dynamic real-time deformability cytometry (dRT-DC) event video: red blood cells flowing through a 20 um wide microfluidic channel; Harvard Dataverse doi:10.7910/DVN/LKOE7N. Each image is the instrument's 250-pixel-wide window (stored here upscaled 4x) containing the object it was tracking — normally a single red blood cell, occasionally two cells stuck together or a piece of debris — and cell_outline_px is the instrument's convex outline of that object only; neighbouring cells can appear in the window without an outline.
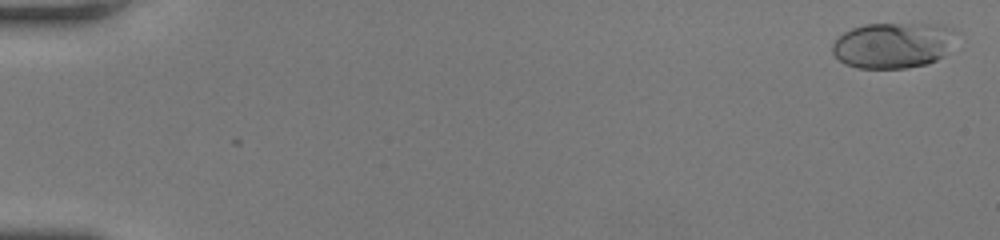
{"species": "human", "species_latin": "Homo sapiens", "temperature_condition": "room temperature", "stored_images_in_passage": 36, "camera_frame_rate_fps": 3000, "um_per_image_px": 0.085, "donor": {"sex": "female"}, "frame": {"image": 1, "passage_image": 2, "time_ms": 0.333, "image_size_px": [1000, 240], "cell_outline_px": [[952, 32], [944, 56], [928, 64], [908, 68], [856, 68], [844, 64], [832, 52], [832, 44], [844, 32], [852, 28], [864, 24], [944, 24], [952, 28]], "centroid_in_image_um": [75.84, 3.85], "position_along_channel_um": 9.2, "area_um2": 32.66}}
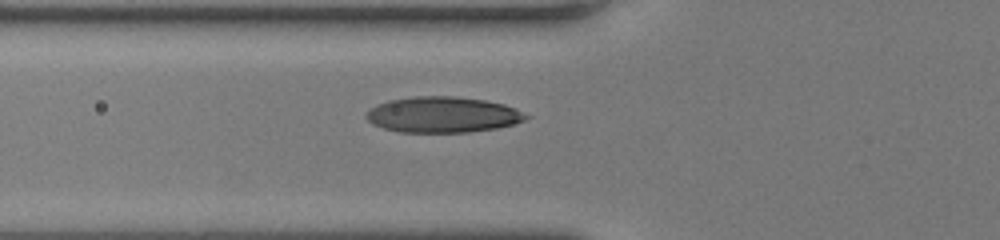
{"frame": {"image": 2, "passage_image": 21, "time_ms": 6.667, "image_size_px": [1000, 240], "cell_outline_px": [[532, 116], [524, 120], [512, 124], [496, 128], [468, 132], [400, 132], [384, 128], [372, 124], [364, 116], [364, 112], [376, 104], [388, 100], [416, 96], [456, 96], [484, 100], [504, 104], [516, 108]], "centroid_in_image_um": [37.61, 9.74], "position_along_channel_um": 88.2, "area_um2": 33.52}}
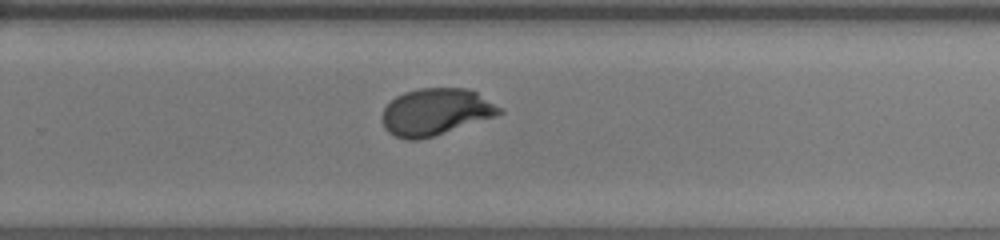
{"frame": {"image": 3, "passage_image": 36, "time_ms": 11.667, "image_size_px": [1000, 240], "cell_outline_px": [[504, 112], [496, 116], [420, 140], [404, 140], [392, 136], [384, 128], [380, 120], [384, 108], [396, 96], [404, 92], [420, 88], [468, 88], [476, 92], [504, 108]], "centroid_in_image_um": [37.01, 9.52], "position_along_channel_um": 292.8, "area_um2": 32.31}}